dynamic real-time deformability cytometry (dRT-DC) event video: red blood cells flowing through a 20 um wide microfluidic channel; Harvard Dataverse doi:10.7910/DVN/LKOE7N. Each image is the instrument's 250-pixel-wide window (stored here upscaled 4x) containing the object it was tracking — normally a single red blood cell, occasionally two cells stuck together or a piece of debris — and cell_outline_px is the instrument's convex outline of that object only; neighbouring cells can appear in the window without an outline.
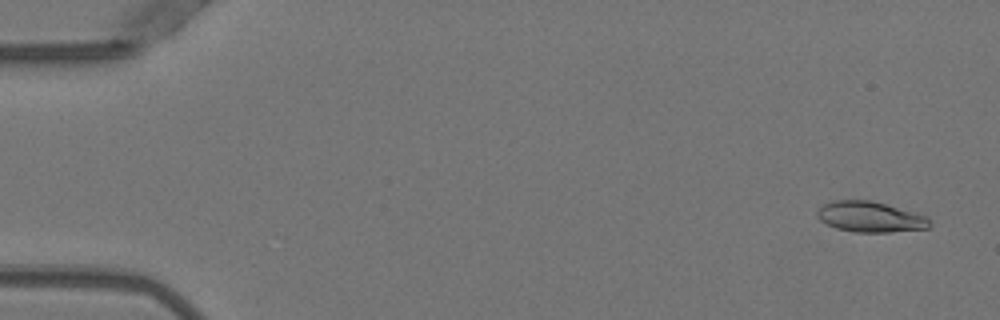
{"species": "Egyptian fruit bat (a non-hibernating species)", "species_latin": "Rousettus aegyptiacus", "temperature_condition": "warm", "stored_images_in_passage": 43, "camera_frame_rate_fps": 3000, "um_per_image_px": 0.085, "animal": {"sex": "female"}, "frame": {"image": 1, "passage_image": 3, "time_ms": 0.667, "image_size_px": [1000, 320], "cell_outline_px": [[932, 224], [928, 228], [888, 232], [856, 232], [836, 228], [820, 220], [816, 216], [816, 212], [824, 204], [832, 200], [872, 200], [928, 216]], "centroid_in_image_um": [73.98, 18.43], "position_along_channel_um": 11.0, "area_um2": 20.06}}
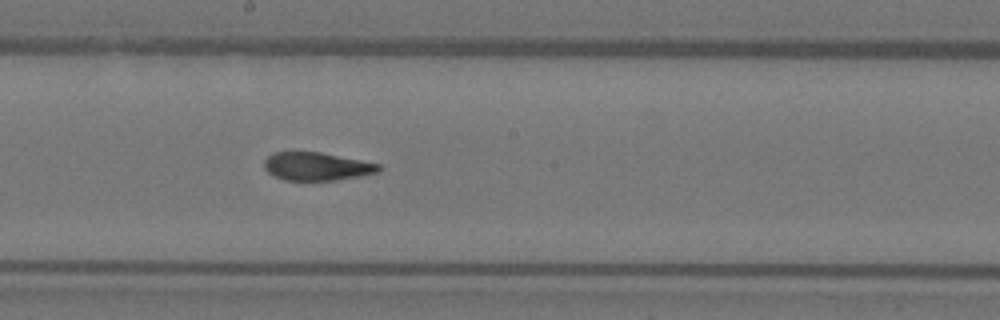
{"frame": {"image": 2, "passage_image": 29, "time_ms": 9.333, "image_size_px": [1000, 320], "cell_outline_px": [[380, 172], [360, 176], [336, 180], [284, 180], [272, 176], [264, 168], [264, 160], [272, 152], [320, 152], [380, 164]], "centroid_in_image_um": [26.89, 14.15], "position_along_channel_um": 221.3, "area_um2": 18.79}}
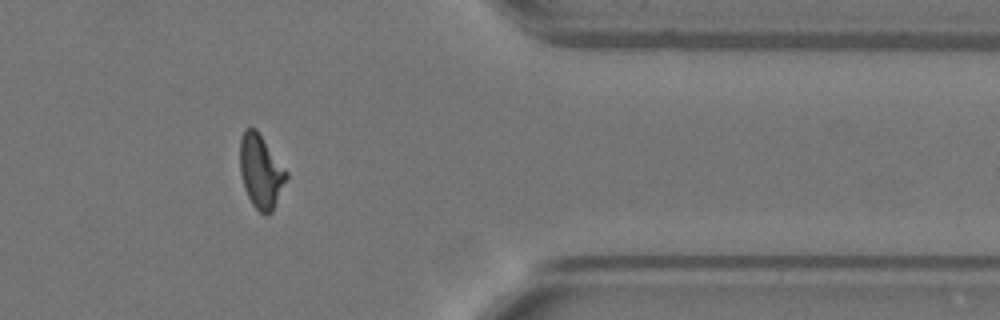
{"frame": {"image": 3, "passage_image": 43, "time_ms": 14.0, "image_size_px": [1000, 320], "cell_outline_px": [[288, 176], [272, 212], [268, 216], [264, 216], [252, 204], [244, 188], [240, 172], [240, 140], [244, 128], [256, 128], [288, 172]], "centroid_in_image_um": [22.17, 14.58], "position_along_channel_um": 389.2, "area_um2": 19.94}, "authors_computed_cell_mechanics": {"area_um2": 19.941, "velocity_mm_per_s": 3.9772, "shape_relaxation_time_tau1_ms": 11.0018, "shape_relaxation_time_tau2_ms": 1.912, "deformation_change_tau1": 0.3165, "deformation_change_tau2": 0.0976}}